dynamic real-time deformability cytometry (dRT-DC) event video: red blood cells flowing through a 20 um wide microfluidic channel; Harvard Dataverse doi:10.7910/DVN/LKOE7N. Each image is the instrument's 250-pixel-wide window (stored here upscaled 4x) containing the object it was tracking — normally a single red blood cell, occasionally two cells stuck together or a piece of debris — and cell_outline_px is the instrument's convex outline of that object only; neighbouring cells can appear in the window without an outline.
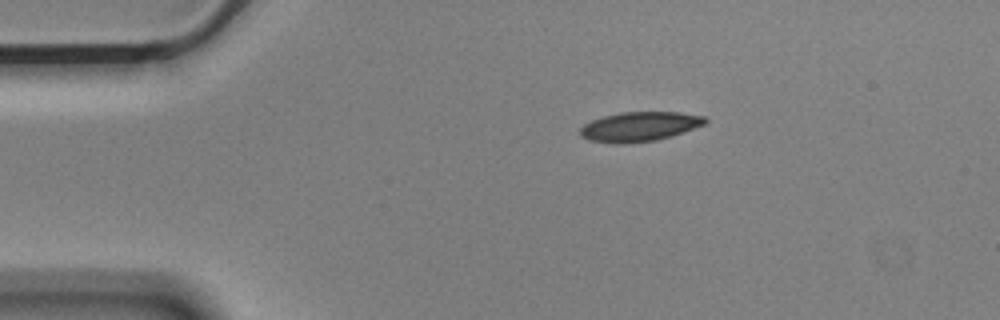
{"species": "Egyptian fruit bat (a non-hibernating species)", "species_latin": "Rousettus aegyptiacus", "temperature_condition": "cold", "stored_images_in_passage": 46, "camera_frame_rate_fps": 3000, "um_per_image_px": 0.085, "animal": {"sex": "male"}, "frame": {"image": 1, "passage_image": 1, "time_ms": 0.0, "image_size_px": [1000, 320], "cell_outline_px": [[708, 120], [704, 124], [672, 136], [656, 140], [624, 144], [616, 144], [588, 140], [580, 136], [580, 128], [584, 124], [592, 120], [604, 116], [620, 112], [680, 112], [704, 116]], "centroid_in_image_um": [54.33, 10.76], "position_along_channel_um": 30.7, "area_um2": 21.56}}
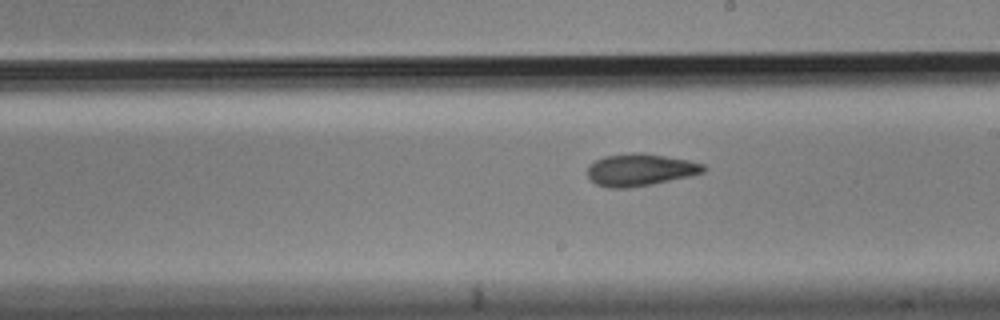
{"frame": {"image": 2, "passage_image": 22, "time_ms": 7.0, "image_size_px": [1000, 320], "cell_outline_px": [[708, 168], [704, 172], [692, 176], [652, 184], [628, 188], [608, 188], [596, 184], [588, 176], [588, 164], [604, 156], [632, 152], [640, 152], [688, 160], [704, 164]], "centroid_in_image_um": [54.43, 14.43], "position_along_channel_um": 234.6, "area_um2": 21.91}}
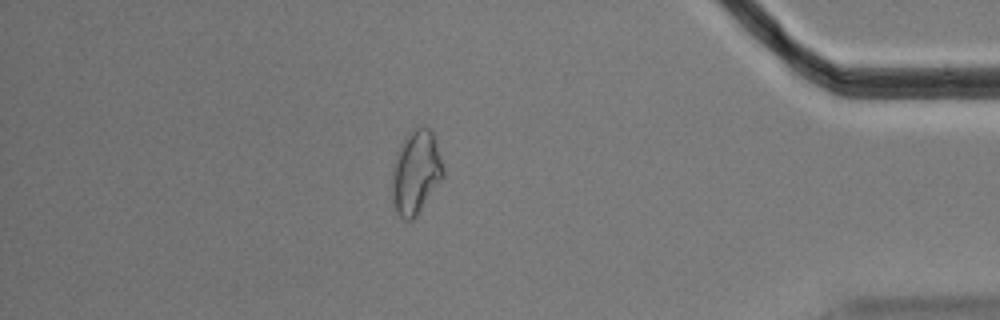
{"frame": {"image": 3, "passage_image": 39, "time_ms": 12.667, "image_size_px": [1000, 320], "cell_outline_px": [[444, 176], [416, 216], [412, 220], [404, 220], [396, 212], [392, 200], [392, 164], [400, 144], [408, 132], [412, 128], [424, 124], [432, 132], [444, 168]], "centroid_in_image_um": [35.32, 14.62], "position_along_channel_um": 399.9, "area_um2": 25.14}, "authors_computed_cell_mechanics": {"area_um2": 21.9062, "velocity_mm_per_s": 3.5808, "shape_relaxation_time_tau1_ms": 6.5891, "shape_relaxation_time_tau2_ms": 4.3446, "deformation_change_tau1": 0.1384, "deformation_change_tau2": 0.096}}